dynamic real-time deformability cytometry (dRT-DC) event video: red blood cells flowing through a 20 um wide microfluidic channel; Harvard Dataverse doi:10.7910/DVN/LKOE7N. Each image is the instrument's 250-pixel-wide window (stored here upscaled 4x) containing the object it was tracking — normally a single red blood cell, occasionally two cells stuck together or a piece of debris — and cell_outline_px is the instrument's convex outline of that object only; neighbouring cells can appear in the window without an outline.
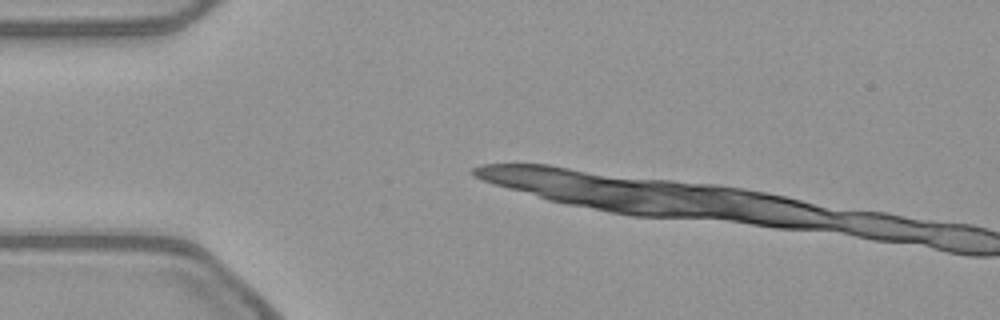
{"species": "common noctule bat (a hibernating species)", "species_latin": "Nyctalus noctula", "temperature_condition": "warm", "stored_images_in_passage": 3, "camera_frame_rate_fps": 3000, "um_per_image_px": 0.085, "animal": {"sex": "female", "body_mass_g": 21.9}, "frame": {"image": 1, "passage_image": 3, "time_ms": 0.667, "image_size_px": [1000, 320], "cell_outline_px": [[940, 224], [936, 244], [932, 244], [892, 240], [864, 236], [852, 232], [880, 216], [892, 216]], "centroid_in_image_um": [76.57, 19.55], "position_along_channel_um": 8.4, "area_um2": 11.85}}